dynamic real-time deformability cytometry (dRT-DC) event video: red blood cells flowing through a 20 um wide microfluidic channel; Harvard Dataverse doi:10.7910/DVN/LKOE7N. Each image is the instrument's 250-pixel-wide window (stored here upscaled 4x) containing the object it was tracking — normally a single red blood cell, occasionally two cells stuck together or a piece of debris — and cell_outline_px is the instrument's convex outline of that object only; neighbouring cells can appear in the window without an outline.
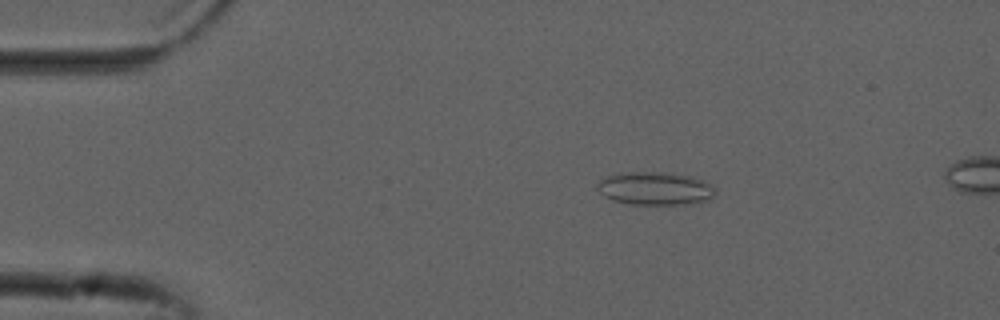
{"species": "common noctule bat (a hibernating species)", "species_latin": "Nyctalus noctula", "temperature_condition": "cold", "stored_images_in_passage": 53, "camera_frame_rate_fps": 3000, "um_per_image_px": 0.085, "animal": {"sex": "male", "forearm_length_mm": 52.5}, "frame": {"image": 1, "passage_image": 10, "time_ms": 3.0, "image_size_px": [1000, 320], "cell_outline_px": [[716, 192], [708, 200], [692, 204], [628, 204], [612, 200], [604, 196], [596, 188], [596, 184], [600, 180], [608, 176], [620, 172], [664, 172], [692, 176], [712, 184], [716, 188]], "centroid_in_image_um": [55.69, 16.02], "position_along_channel_um": 29.3, "area_um2": 23.0}}
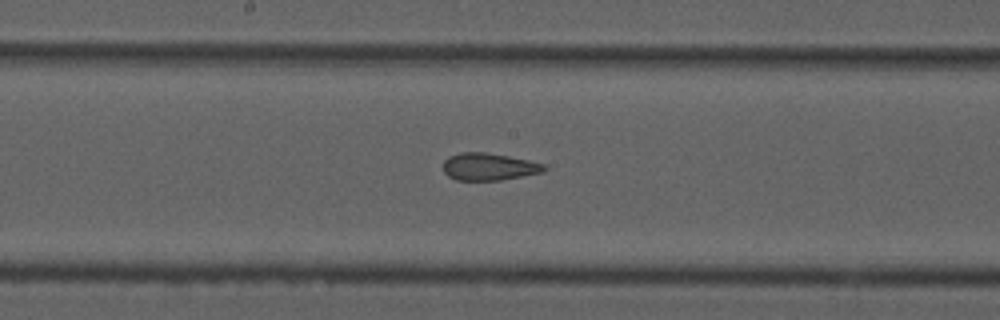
{"frame": {"image": 2, "passage_image": 28, "time_ms": 9.0, "image_size_px": [1000, 320], "cell_outline_px": [[548, 168], [544, 172], [500, 180], [456, 180], [448, 176], [444, 172], [444, 160], [448, 156], [460, 152], [484, 152], [508, 156], [528, 160], [544, 164]], "centroid_in_image_um": [41.55, 14.17], "position_along_channel_um": 206.6, "area_um2": 16.07}}
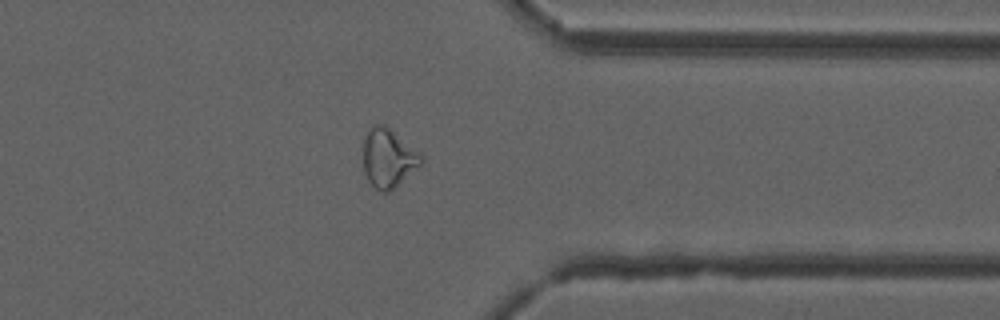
{"frame": {"image": 3, "passage_image": 42, "time_ms": 13.667, "image_size_px": [1000, 320], "cell_outline_px": [[424, 160], [420, 164], [388, 192], [380, 192], [368, 180], [364, 172], [364, 140], [372, 124], [384, 124], [420, 152]], "centroid_in_image_um": [32.99, 13.41], "position_along_channel_um": 378.4, "area_um2": 19.36}, "authors_computed_cell_mechanics": {"area_um2": 19.363, "velocity_mm_per_s": 3.8377, "shape_relaxation_time_tau1_ms": null, "shape_relaxation_time_tau2_ms": 1.9034, "deformation_change_tau1": null, "deformation_change_tau2": 0.1016}}